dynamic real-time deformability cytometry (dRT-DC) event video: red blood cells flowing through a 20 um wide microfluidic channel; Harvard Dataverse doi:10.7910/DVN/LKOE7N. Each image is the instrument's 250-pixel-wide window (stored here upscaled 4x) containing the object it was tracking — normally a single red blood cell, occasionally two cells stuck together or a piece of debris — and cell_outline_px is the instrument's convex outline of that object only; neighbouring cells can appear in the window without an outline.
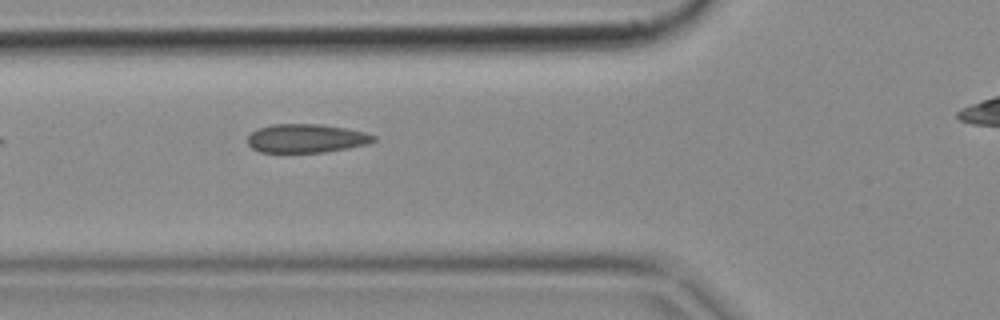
{"species": "common noctule bat (a hibernating species)", "species_latin": "Nyctalus noctula", "temperature_condition": "cold", "stored_images_in_passage": 4, "camera_frame_rate_fps": 3000, "um_per_image_px": 0.085, "animal": {"sex": "female", "body_mass_g": 18.4}, "frame": {"image": 1, "passage_image": 4, "time_ms": 1.0, "image_size_px": [1000, 320], "cell_outline_px": [[376, 140], [368, 144], [348, 148], [324, 152], [260, 152], [252, 148], [248, 144], [248, 136], [252, 132], [260, 128], [272, 124], [320, 124], [344, 128], [364, 132], [376, 136]], "centroid_in_image_um": [26.04, 11.76], "position_along_channel_um": 99.8, "area_um2": 20.92}}